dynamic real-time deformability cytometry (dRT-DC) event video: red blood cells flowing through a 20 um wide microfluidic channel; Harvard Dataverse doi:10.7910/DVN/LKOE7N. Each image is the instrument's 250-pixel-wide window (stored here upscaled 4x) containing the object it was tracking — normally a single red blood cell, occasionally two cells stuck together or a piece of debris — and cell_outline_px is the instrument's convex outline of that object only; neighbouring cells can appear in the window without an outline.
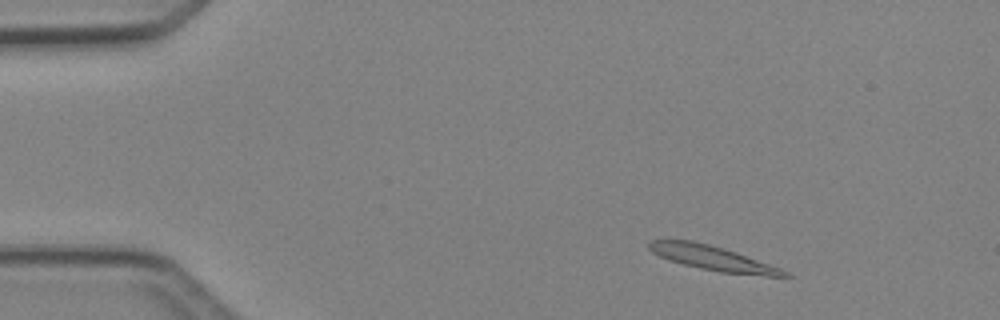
{"species": "Egyptian fruit bat (a non-hibernating species)", "species_latin": "Rousettus aegyptiacus", "temperature_condition": "cold", "stored_images_in_passage": 45, "camera_frame_rate_fps": 3000, "um_per_image_px": 0.085, "animal": {"sex": "female"}, "frame": {"image": 1, "passage_image": 3, "time_ms": 0.667, "image_size_px": [1000, 320], "cell_outline_px": [[792, 276], [764, 276], [720, 272], [700, 268], [668, 260], [652, 252], [648, 248], [648, 240], [692, 240], [708, 244], [736, 252], [780, 268], [788, 272]], "centroid_in_image_um": [60.56, 21.94], "position_along_channel_um": 24.4, "area_um2": 19.19}}
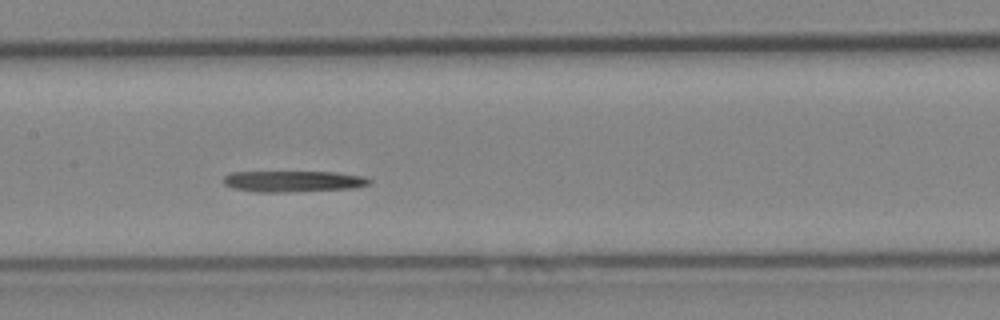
{"frame": {"image": 2, "passage_image": 20, "time_ms": 6.333, "image_size_px": [1000, 320], "cell_outline_px": [[372, 180], [368, 184], [352, 188], [280, 192], [256, 192], [232, 188], [224, 184], [224, 176], [232, 172], [336, 172], [364, 176]], "centroid_in_image_um": [24.9, 15.4], "position_along_channel_um": 182.5, "area_um2": 17.8}}
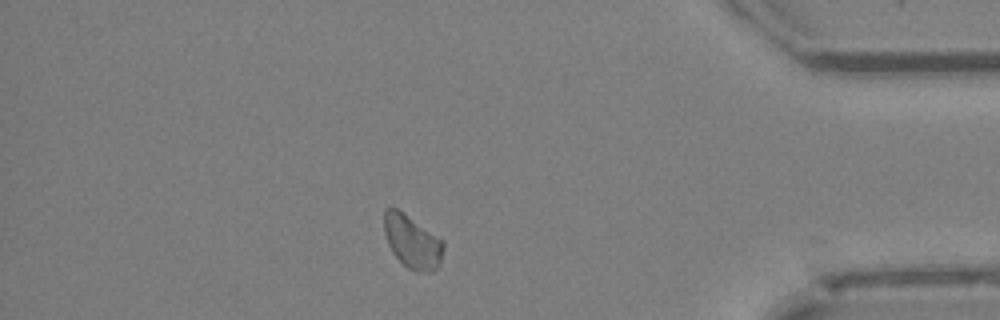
{"frame": {"image": 3, "passage_image": 38, "time_ms": 12.333, "image_size_px": [1000, 320], "cell_outline_px": [[444, 248], [440, 260], [436, 268], [432, 272], [416, 272], [408, 268], [392, 252], [388, 244], [384, 232], [384, 208], [396, 208], [444, 240]], "centroid_in_image_um": [35.04, 20.55], "position_along_channel_um": 400.2, "area_um2": 18.21}, "authors_computed_cell_mechanics": {"area_um2": 18.4382, "velocity_mm_per_s": 4.2072, "shape_relaxation_time_tau1_ms": 1.2347, "shape_relaxation_time_tau2_ms": null, "deformation_change_tau1": 0.1038, "deformation_change_tau2": null}}